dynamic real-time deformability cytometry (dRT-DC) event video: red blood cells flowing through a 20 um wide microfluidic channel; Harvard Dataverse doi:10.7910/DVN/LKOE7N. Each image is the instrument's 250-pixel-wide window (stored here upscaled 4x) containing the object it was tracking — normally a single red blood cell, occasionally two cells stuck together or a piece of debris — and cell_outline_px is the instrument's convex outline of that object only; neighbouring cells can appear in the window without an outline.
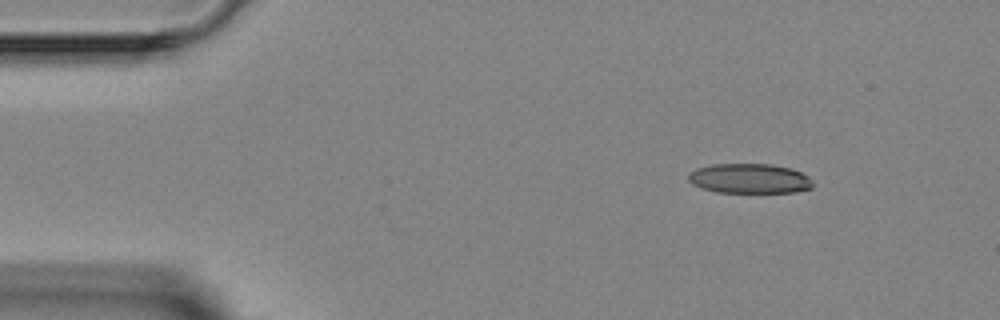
{"species": "Egyptian fruit bat (a non-hibernating species)", "species_latin": "Rousettus aegyptiacus", "temperature_condition": "room temperature", "stored_images_in_passage": 2, "camera_frame_rate_fps": 3000, "um_per_image_px": 0.085, "animal": {"sex": "female"}, "frame": {"image": 1, "passage_image": 2, "time_ms": 2.0, "image_size_px": [1000, 320], "cell_outline_px": [[812, 188], [796, 192], [716, 192], [700, 188], [692, 184], [688, 180], [688, 172], [696, 168], [712, 164], [772, 164], [792, 168], [808, 176], [812, 180]], "centroid_in_image_um": [63.68, 15.17], "position_along_channel_um": 21.3, "area_um2": 21.79}}